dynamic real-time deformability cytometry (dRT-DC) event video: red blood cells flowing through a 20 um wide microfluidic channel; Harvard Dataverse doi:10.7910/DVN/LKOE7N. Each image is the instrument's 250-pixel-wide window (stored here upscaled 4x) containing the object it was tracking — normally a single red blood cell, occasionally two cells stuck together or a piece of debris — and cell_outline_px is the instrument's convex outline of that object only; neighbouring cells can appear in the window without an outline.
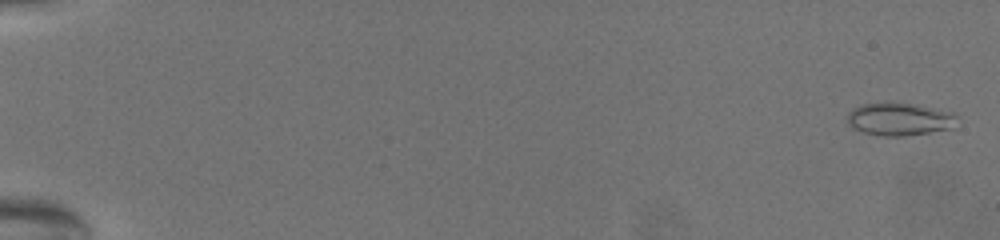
{"species": "common noctule bat (a hibernating species)", "species_latin": "Nyctalus noctula", "temperature_condition": "warm", "stored_images_in_passage": 70, "camera_frame_rate_fps": 3000, "um_per_image_px": 0.085, "animal": {"sex": "female", "body_mass_g": 19.5, "forearm_length_mm": 54.1}, "frame": {"image": 1, "passage_image": 2, "time_ms": 0.333, "image_size_px": [1000, 240], "cell_outline_px": [[960, 116], [952, 128], [904, 136], [880, 136], [864, 132], [852, 128], [848, 124], [848, 112], [852, 108], [864, 104], [892, 100], [936, 108], [956, 112]], "centroid_in_image_um": [76.48, 10.09], "position_along_channel_um": 8.5, "area_um2": 21.56}}
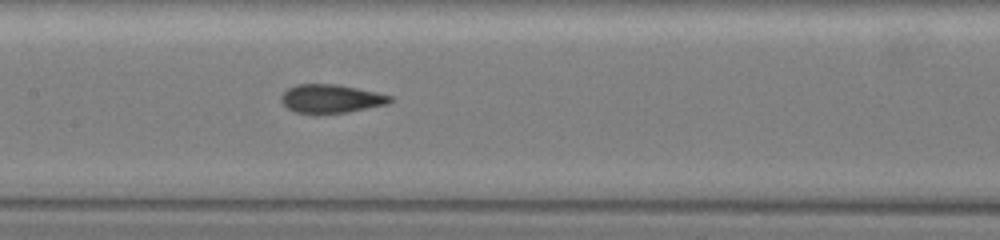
{"frame": {"image": 2, "passage_image": 38, "time_ms": 12.333, "image_size_px": [1000, 240], "cell_outline_px": [[392, 100], [388, 104], [348, 112], [316, 116], [296, 112], [288, 108], [280, 100], [280, 96], [288, 88], [296, 84], [336, 84], [376, 92], [392, 96]], "centroid_in_image_um": [28.1, 8.42], "position_along_channel_um": 179.3, "area_um2": 18.5}}
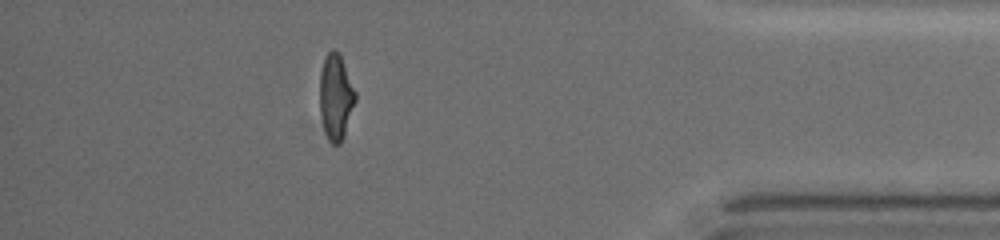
{"frame": {"image": 3, "passage_image": 63, "time_ms": 20.667, "image_size_px": [1000, 240], "cell_outline_px": [[356, 100], [340, 144], [332, 144], [328, 140], [324, 132], [320, 112], [320, 72], [324, 60], [328, 52], [332, 48], [336, 48], [340, 52], [356, 92]], "centroid_in_image_um": [28.54, 8.19], "position_along_channel_um": 406.7, "area_um2": 17.86}, "authors_computed_cell_mechanics": {"area_um2": 18.0625, "velocity_mm_per_s": 3.1378, "shape_relaxation_time_tau1_ms": 5.975, "shape_relaxation_time_tau2_ms": 0.7994, "deformation_change_tau1": 0.2085, "deformation_change_tau2": 0.0661}}